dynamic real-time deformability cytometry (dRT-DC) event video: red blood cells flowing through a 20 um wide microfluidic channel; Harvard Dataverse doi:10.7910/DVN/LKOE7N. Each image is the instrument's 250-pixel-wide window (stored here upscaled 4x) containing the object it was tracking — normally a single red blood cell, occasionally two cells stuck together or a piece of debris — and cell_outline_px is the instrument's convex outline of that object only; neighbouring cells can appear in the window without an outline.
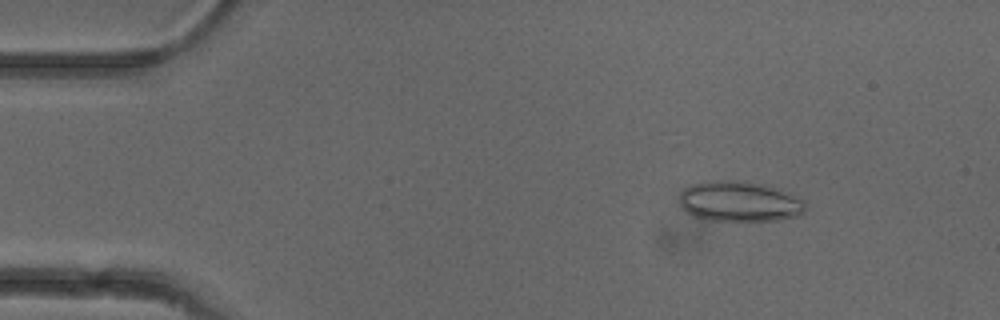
{"species": "common noctule bat (a hibernating species)", "species_latin": "Nyctalus noctula", "temperature_condition": "cold", "stored_images_in_passage": 35, "camera_frame_rate_fps": 3000, "um_per_image_px": 0.085, "animal": {"sex": "female"}, "frame": {"image": 1, "passage_image": 7, "time_ms": 2.0, "image_size_px": [1000, 320], "cell_outline_px": [[804, 212], [796, 216], [776, 220], [708, 220], [692, 216], [680, 204], [680, 192], [684, 188], [692, 184], [704, 180], [732, 180], [760, 184], [776, 188], [804, 200]], "centroid_in_image_um": [62.8, 17.12], "position_along_channel_um": 22.2, "area_um2": 29.36}}
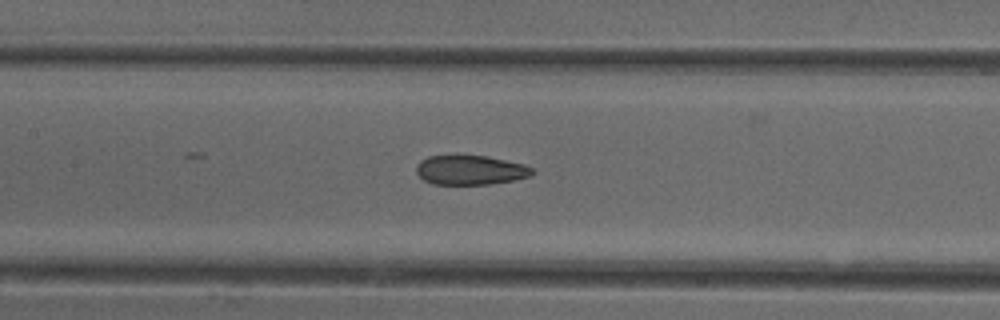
{"frame": {"image": 2, "passage_image": 24, "time_ms": 7.667, "image_size_px": [1000, 320], "cell_outline_px": [[532, 172], [528, 176], [512, 180], [492, 184], [432, 184], [424, 180], [416, 172], [416, 164], [420, 160], [428, 156], [488, 156], [524, 164], [532, 168]], "centroid_in_image_um": [39.94, 14.45], "position_along_channel_um": 167.5, "area_um2": 19.71}}
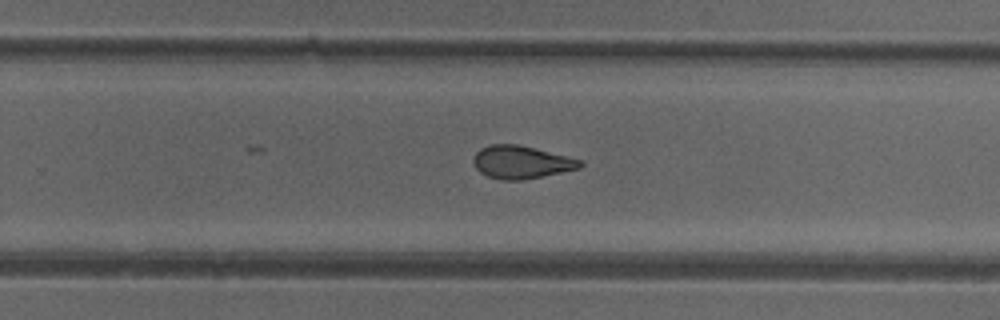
{"frame": {"image": 3, "passage_image": 33, "time_ms": 10.667, "image_size_px": [1000, 320], "cell_outline_px": [[584, 164], [580, 168], [520, 180], [500, 180], [488, 176], [480, 172], [476, 168], [472, 160], [476, 152], [480, 148], [492, 144], [520, 144], [580, 160]], "centroid_in_image_um": [44.26, 13.77], "position_along_channel_um": 285.5, "area_um2": 20.17}}